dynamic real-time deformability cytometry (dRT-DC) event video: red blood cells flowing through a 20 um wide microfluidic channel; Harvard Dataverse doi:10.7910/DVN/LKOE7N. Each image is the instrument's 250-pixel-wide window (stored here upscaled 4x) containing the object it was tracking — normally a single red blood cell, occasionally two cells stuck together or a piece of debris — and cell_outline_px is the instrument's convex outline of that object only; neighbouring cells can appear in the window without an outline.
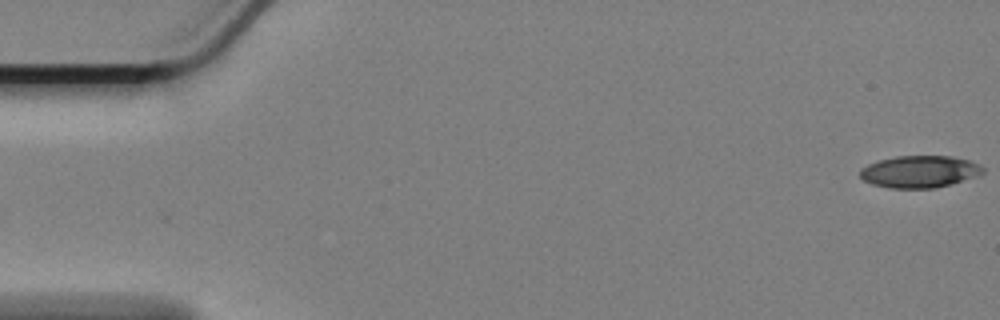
{"species": "Egyptian fruit bat (a non-hibernating species)", "species_latin": "Rousettus aegyptiacus", "temperature_condition": "cold", "stored_images_in_passage": 55, "camera_frame_rate_fps": 3000, "um_per_image_px": 0.085, "animal": {"sex": "female"}, "frame": {"image": 1, "passage_image": 1, "time_ms": 0.0, "image_size_px": [1000, 320], "cell_outline_px": [[984, 172], [936, 188], [888, 188], [872, 184], [864, 180], [860, 176], [860, 168], [868, 164], [880, 160], [896, 156], [948, 156], [968, 160], [984, 168]], "centroid_in_image_um": [78.08, 14.59], "position_along_channel_um": 6.9, "area_um2": 22.48}}
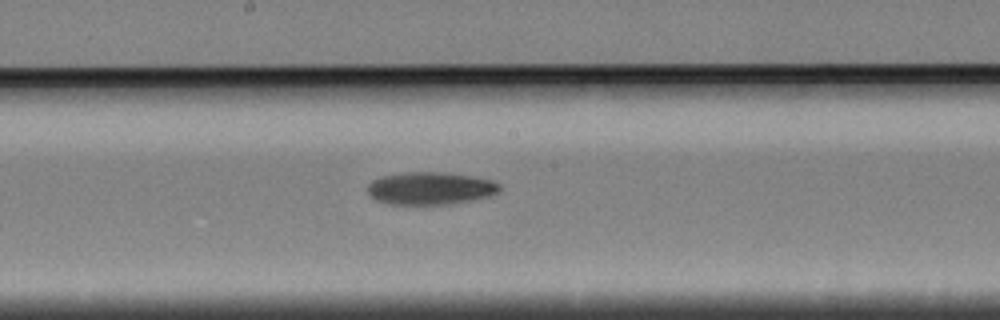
{"frame": {"image": 2, "passage_image": 31, "time_ms": 10.0, "image_size_px": [1000, 320], "cell_outline_px": [[500, 192], [488, 196], [472, 200], [452, 204], [388, 204], [376, 200], [368, 192], [368, 184], [372, 180], [380, 176], [408, 172], [444, 172], [472, 176], [492, 180], [500, 184]], "centroid_in_image_um": [36.59, 16.0], "position_along_channel_um": 211.6, "area_um2": 25.14}}
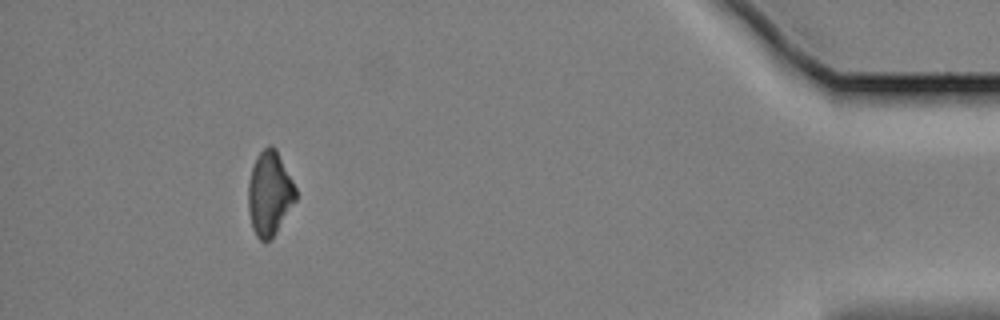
{"frame": {"image": 3, "passage_image": 54, "time_ms": 17.667, "image_size_px": [1000, 320], "cell_outline_px": [[296, 200], [276, 232], [264, 244], [256, 236], [252, 228], [248, 212], [248, 184], [252, 168], [256, 156], [268, 144], [272, 144], [276, 148], [296, 188]], "centroid_in_image_um": [22.9, 16.44], "position_along_channel_um": 412.3, "area_um2": 23.35}}